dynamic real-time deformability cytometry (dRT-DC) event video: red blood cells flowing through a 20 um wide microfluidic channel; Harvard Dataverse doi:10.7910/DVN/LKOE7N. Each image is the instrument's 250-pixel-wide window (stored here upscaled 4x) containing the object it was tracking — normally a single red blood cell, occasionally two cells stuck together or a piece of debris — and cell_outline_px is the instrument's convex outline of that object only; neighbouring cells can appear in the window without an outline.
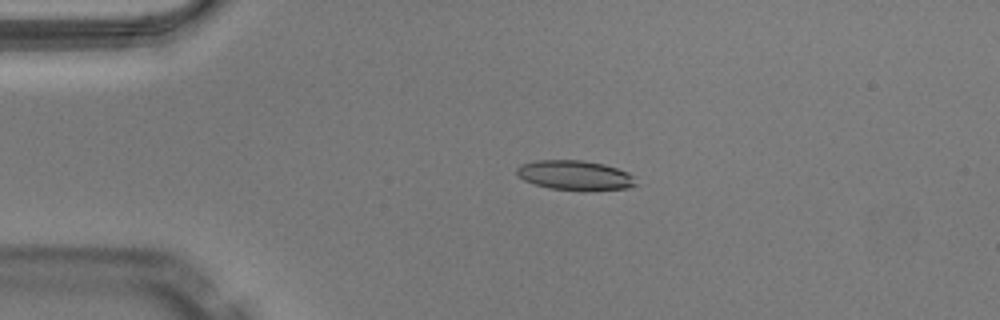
{"species": "Egyptian fruit bat (a non-hibernating species)", "species_latin": "Rousettus aegyptiacus", "temperature_condition": "warm", "stored_images_in_passage": 46, "camera_frame_rate_fps": 3000, "um_per_image_px": 0.085, "animal": {"sex": "male"}, "frame": {"image": 1, "passage_image": 8, "time_ms": 2.333, "image_size_px": [1000, 320], "cell_outline_px": [[636, 184], [628, 188], [584, 192], [552, 188], [536, 184], [524, 180], [516, 172], [516, 168], [520, 164], [536, 160], [584, 160], [604, 164], [628, 172], [632, 176]], "centroid_in_image_um": [48.88, 14.91], "position_along_channel_um": 36.1, "area_um2": 20.75}}
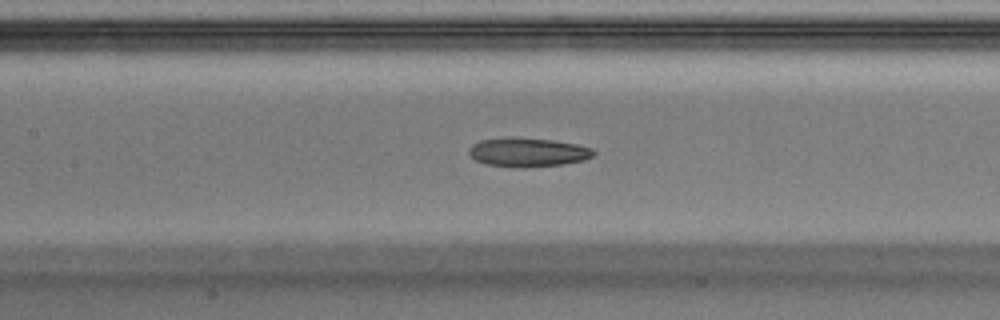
{"frame": {"image": 2, "passage_image": 20, "time_ms": 6.333, "image_size_px": [1000, 320], "cell_outline_px": [[596, 152], [592, 156], [584, 160], [564, 164], [524, 168], [512, 168], [488, 164], [476, 160], [468, 152], [468, 148], [472, 144], [480, 140], [512, 136], [516, 136], [552, 140], [576, 144], [592, 148]], "centroid_in_image_um": [44.85, 12.93], "position_along_channel_um": 162.6, "area_um2": 21.39}}
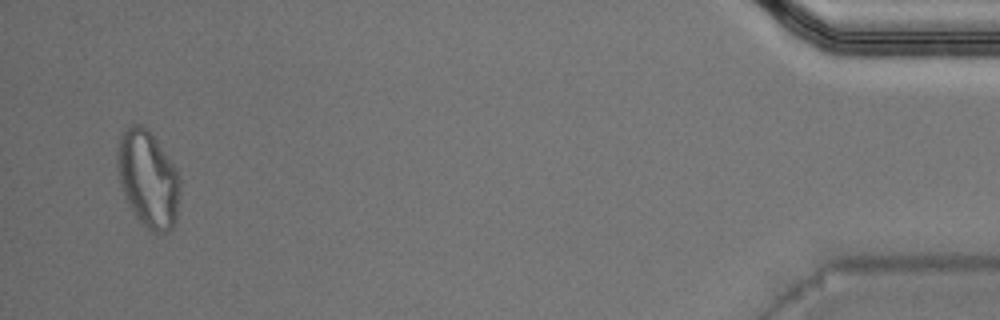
{"frame": {"image": 3, "passage_image": 45, "time_ms": 14.667, "image_size_px": [1000, 320], "cell_outline_px": [[180, 184], [176, 220], [172, 228], [168, 232], [152, 232], [136, 216], [124, 196], [120, 184], [116, 164], [116, 156], [120, 136], [132, 124], [140, 124], [148, 128], [172, 164], [180, 180]], "centroid_in_image_um": [12.56, 15.21], "position_along_channel_um": 422.6, "area_um2": 34.85}, "authors_computed_cell_mechanics": {"area_um2": 21.1259, "velocity_mm_per_s": 4.085, "shape_relaxation_time_tau1_ms": null, "shape_relaxation_time_tau2_ms": 2.6489, "deformation_change_tau1": null, "deformation_change_tau2": 0.1015}}